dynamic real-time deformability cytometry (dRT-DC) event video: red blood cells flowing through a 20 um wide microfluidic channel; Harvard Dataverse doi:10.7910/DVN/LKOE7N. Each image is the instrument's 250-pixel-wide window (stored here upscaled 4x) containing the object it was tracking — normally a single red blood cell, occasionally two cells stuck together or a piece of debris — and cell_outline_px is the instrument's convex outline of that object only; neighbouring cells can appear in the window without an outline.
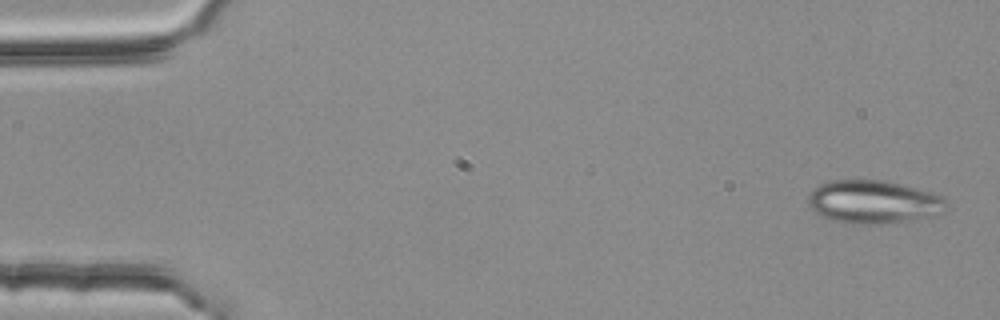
{"species": "common noctule bat (a hibernating species)", "species_latin": "Nyctalus noctula", "temperature_condition": "room temperature", "stored_images_in_passage": 4, "camera_frame_rate_fps": 3000, "um_per_image_px": 0.085, "animal": {"sex": "female", "body_mass_g": 25.1}, "frame": {"image": 1, "passage_image": 1, "time_ms": 0.0, "image_size_px": [1000, 320], "cell_outline_px": [[948, 204], [944, 212], [936, 216], [884, 224], [848, 224], [832, 220], [816, 212], [808, 204], [808, 196], [820, 184], [828, 180], [888, 180], [932, 192], [944, 196]], "centroid_in_image_um": [74.31, 17.16], "position_along_channel_um": 10.7, "area_um2": 35.2}}